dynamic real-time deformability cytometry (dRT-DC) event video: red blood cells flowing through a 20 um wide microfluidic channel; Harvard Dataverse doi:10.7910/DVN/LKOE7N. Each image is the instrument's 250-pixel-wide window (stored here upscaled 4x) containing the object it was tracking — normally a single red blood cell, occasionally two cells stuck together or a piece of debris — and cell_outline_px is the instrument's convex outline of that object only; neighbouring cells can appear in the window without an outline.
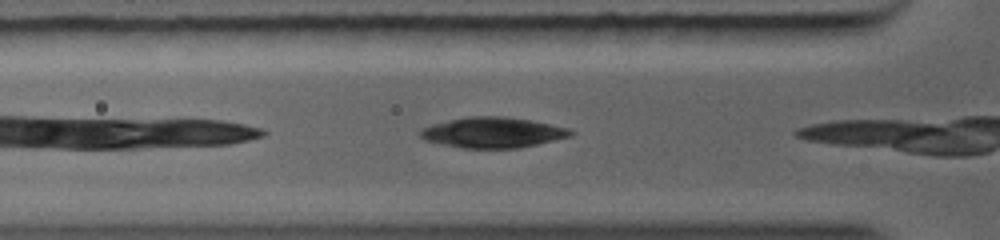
{"species": "common noctule bat (a hibernating species)", "species_latin": "Nyctalus noctula", "temperature_condition": "warm", "stored_images_in_passage": 30, "camera_frame_rate_fps": 5000, "um_per_image_px": 0.085, "animal": {"sex": "female", "body_mass_g": 19.0, "forearm_length_mm": 56.7}, "frame": {"image": 1, "passage_image": 5, "time_ms": 0.8, "image_size_px": [1000, 240], "cell_outline_px": [[576, 132], [572, 136], [536, 144], [516, 148], [460, 148], [440, 144], [424, 140], [420, 136], [420, 128], [432, 124], [468, 116], [504, 116], [532, 120], [568, 128]], "centroid_in_image_um": [41.87, 11.26], "position_along_channel_um": 83.9, "area_um2": 26.82}}
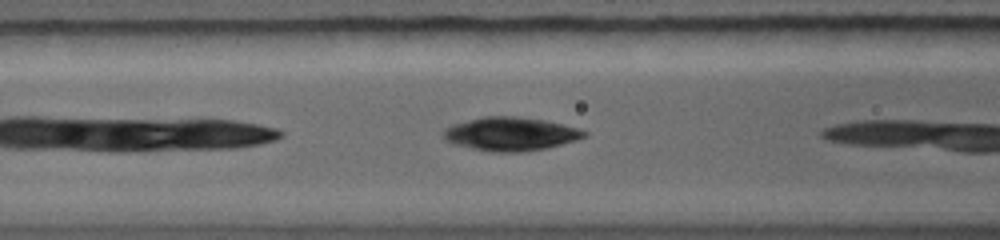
{"frame": {"image": 2, "passage_image": 9, "time_ms": 1.6, "image_size_px": [1000, 240], "cell_outline_px": [[588, 136], [576, 140], [544, 148], [520, 152], [492, 152], [452, 144], [444, 140], [444, 128], [452, 124], [484, 116], [516, 116], [544, 120], [576, 128], [588, 132]], "centroid_in_image_um": [43.36, 11.38], "position_along_channel_um": 123.2, "area_um2": 27.34}}
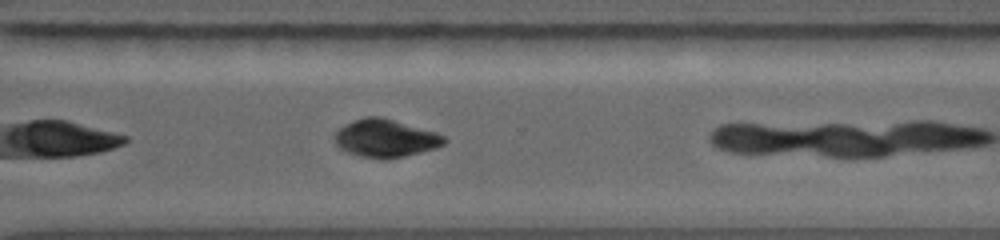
{"frame": {"image": 3, "passage_image": 22, "time_ms": 6.0, "image_size_px": [1000, 240], "cell_outline_px": [[448, 140], [444, 144], [436, 148], [404, 156], [360, 156], [348, 152], [340, 148], [336, 144], [336, 132], [344, 124], [368, 116], [380, 116], [436, 132], [444, 136]], "centroid_in_image_um": [32.8, 11.72], "position_along_channel_um": 337.8, "area_um2": 23.35}}